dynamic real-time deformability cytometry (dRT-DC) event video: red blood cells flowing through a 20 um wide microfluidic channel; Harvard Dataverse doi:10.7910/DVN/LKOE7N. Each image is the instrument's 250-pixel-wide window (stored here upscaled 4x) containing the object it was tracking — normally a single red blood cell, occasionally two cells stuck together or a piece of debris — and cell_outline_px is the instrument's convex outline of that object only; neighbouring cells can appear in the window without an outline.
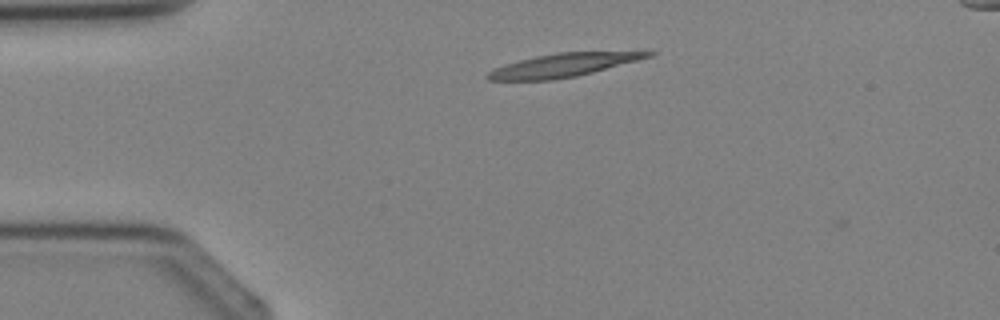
{"species": "Egyptian fruit bat (a non-hibernating species)", "species_latin": "Rousettus aegyptiacus", "temperature_condition": "cold", "stored_images_in_passage": 2, "camera_frame_rate_fps": 3000, "um_per_image_px": 0.085, "animal": {"sex": "female"}, "frame": {"image": 1, "passage_image": 2, "time_ms": 2.0, "image_size_px": [1000, 320], "cell_outline_px": [[656, 52], [652, 56], [592, 72], [576, 76], [552, 80], [488, 80], [484, 76], [488, 72], [504, 64], [536, 56], [556, 52]], "centroid_in_image_um": [47.79, 5.55], "position_along_channel_um": 37.2, "area_um2": 21.39}}